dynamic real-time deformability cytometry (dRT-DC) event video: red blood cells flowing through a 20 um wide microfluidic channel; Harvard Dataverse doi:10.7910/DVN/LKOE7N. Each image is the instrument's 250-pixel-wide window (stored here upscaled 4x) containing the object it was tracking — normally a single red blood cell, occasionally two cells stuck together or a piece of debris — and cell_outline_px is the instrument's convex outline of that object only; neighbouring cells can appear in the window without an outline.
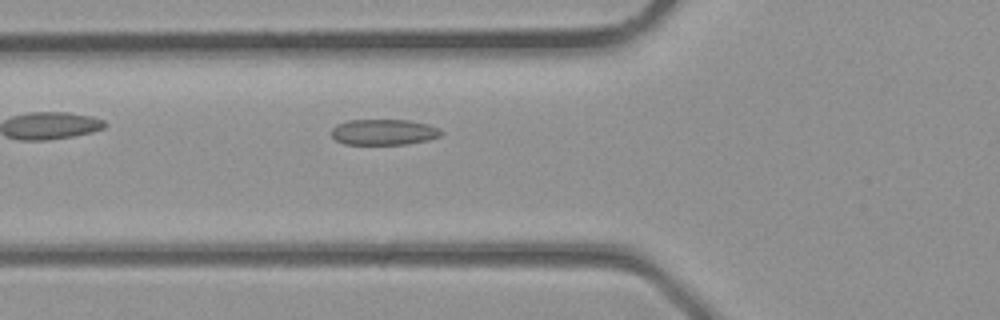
{"species": "common noctule bat (a hibernating species)", "species_latin": "Nyctalus noctula", "temperature_condition": "room temperature", "stored_images_in_passage": 4, "camera_frame_rate_fps": 3000, "um_per_image_px": 0.085, "animal": {"sex": "male", "body_mass_g": 23.1, "forearm_length_mm": 52.7}, "frame": {"image": 1, "passage_image": 2, "time_ms": 0.333, "image_size_px": [1000, 320], "cell_outline_px": [[444, 132], [440, 136], [428, 140], [404, 144], [344, 144], [336, 140], [332, 136], [332, 128], [336, 124], [348, 120], [408, 120], [428, 124], [440, 128]], "centroid_in_image_um": [32.63, 11.22], "position_along_channel_um": 93.2, "area_um2": 16.53}}